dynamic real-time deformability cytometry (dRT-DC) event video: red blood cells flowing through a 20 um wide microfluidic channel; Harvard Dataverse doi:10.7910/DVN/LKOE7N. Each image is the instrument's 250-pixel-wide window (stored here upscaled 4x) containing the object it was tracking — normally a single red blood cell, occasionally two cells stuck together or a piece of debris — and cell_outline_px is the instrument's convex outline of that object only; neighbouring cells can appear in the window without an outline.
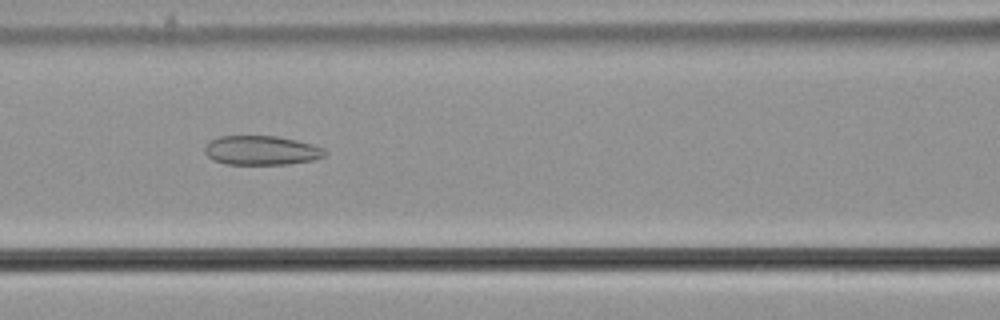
{"species": "common noctule bat (a hibernating species)", "species_latin": "Nyctalus noctula", "temperature_condition": "cold", "stored_images_in_passage": 53, "camera_frame_rate_fps": 3000, "um_per_image_px": 0.085, "animal": {"sex": "male", "body_mass_g": 21.5, "forearm_length_mm": 52.0}, "frame": {"image": 1, "passage_image": 25, "time_ms": 8.0, "image_size_px": [1000, 320], "cell_outline_px": [[328, 152], [324, 156], [312, 160], [288, 164], [228, 164], [212, 160], [204, 152], [204, 148], [208, 140], [220, 136], [276, 136], [296, 140], [312, 144], [324, 148]], "centroid_in_image_um": [22.2, 12.78], "position_along_channel_um": 144.4, "area_um2": 20.58}}
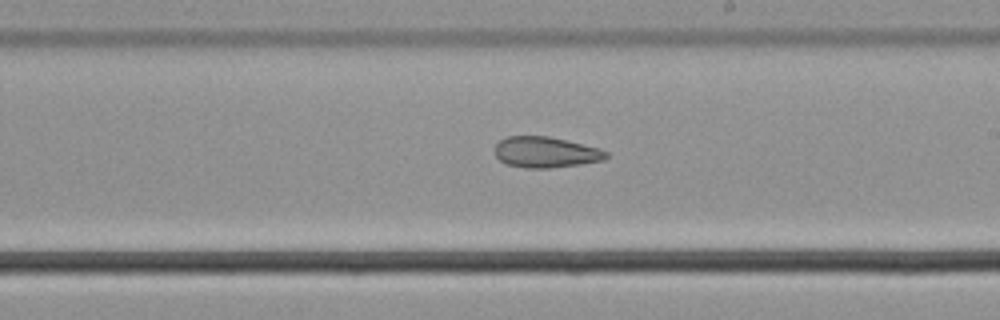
{"frame": {"image": 2, "passage_image": 33, "time_ms": 10.667, "image_size_px": [1000, 320], "cell_outline_px": [[608, 156], [604, 160], [580, 164], [548, 168], [524, 168], [504, 164], [496, 156], [496, 144], [500, 140], [508, 136], [548, 136], [600, 148], [608, 152]], "centroid_in_image_um": [46.38, 12.94], "position_along_channel_um": 242.6, "area_um2": 20.0}}
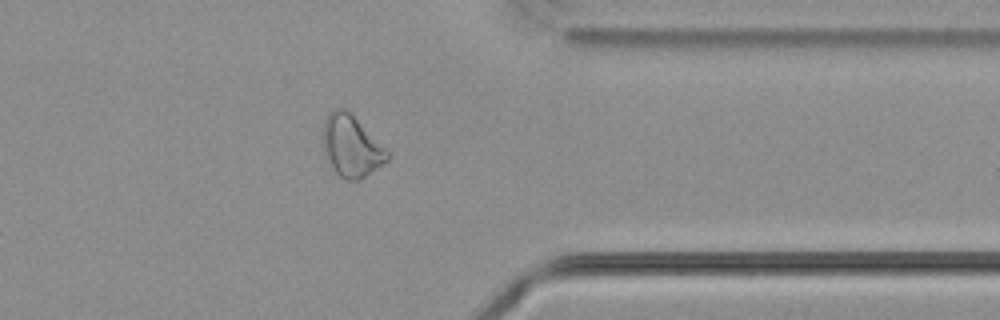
{"frame": {"image": 3, "passage_image": 45, "time_ms": 14.667, "image_size_px": [1000, 320], "cell_outline_px": [[392, 156], [388, 160], [360, 180], [348, 180], [340, 176], [332, 168], [324, 152], [324, 120], [328, 112], [332, 108], [344, 108], [352, 112], [392, 152]], "centroid_in_image_um": [29.93, 12.37], "position_along_channel_um": 381.5, "area_um2": 23.64}, "authors_computed_cell_mechanics": {"area_um2": 24.1026, "velocity_mm_per_s": 3.702, "shape_relaxation_time_tau1_ms": null, "shape_relaxation_time_tau2_ms": 4.413, "deformation_change_tau1": null, "deformation_change_tau2": 0.1044}}